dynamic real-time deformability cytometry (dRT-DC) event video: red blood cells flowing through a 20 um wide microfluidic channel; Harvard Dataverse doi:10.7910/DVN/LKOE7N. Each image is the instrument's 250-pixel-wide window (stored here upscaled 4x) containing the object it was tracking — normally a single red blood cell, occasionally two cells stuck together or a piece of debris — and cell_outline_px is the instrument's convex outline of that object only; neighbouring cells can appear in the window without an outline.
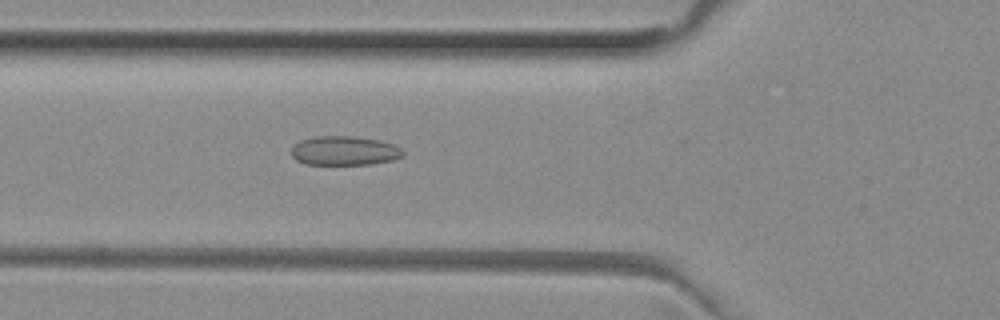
{"species": "common noctule bat (a hibernating species)", "species_latin": "Nyctalus noctula", "temperature_condition": "room temperature", "stored_images_in_passage": 49, "camera_frame_rate_fps": 3000, "um_per_image_px": 0.085, "animal": {"sex": "female", "body_mass_g": 29.2, "forearm_length_mm": 56.3}, "frame": {"image": 1, "passage_image": 18, "time_ms": 5.667, "image_size_px": [1000, 320], "cell_outline_px": [[404, 156], [392, 160], [368, 164], [304, 164], [296, 160], [292, 156], [292, 148], [300, 140], [312, 136], [352, 136], [380, 140], [392, 144], [400, 148], [404, 152]], "centroid_in_image_um": [29.26, 12.8], "position_along_channel_um": 96.5, "area_um2": 18.96}}
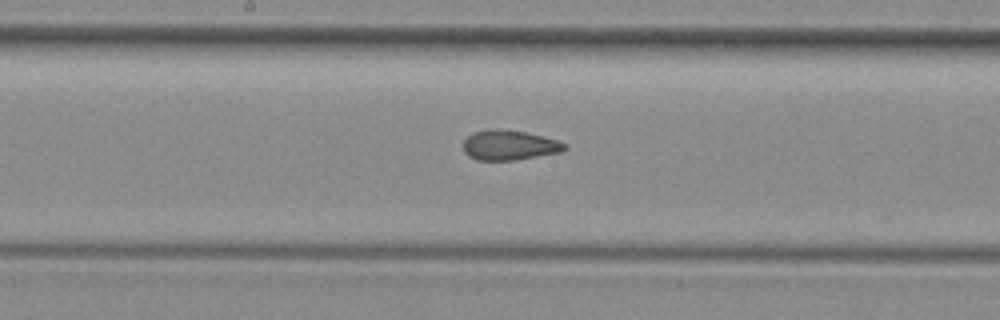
{"frame": {"image": 2, "passage_image": 26, "time_ms": 8.333, "image_size_px": [1000, 320], "cell_outline_px": [[568, 148], [560, 152], [516, 160], [476, 160], [468, 156], [464, 152], [464, 140], [472, 132], [492, 128], [524, 132], [556, 140], [568, 144]], "centroid_in_image_um": [43.27, 12.34], "position_along_channel_um": 204.9, "area_um2": 17.63}}
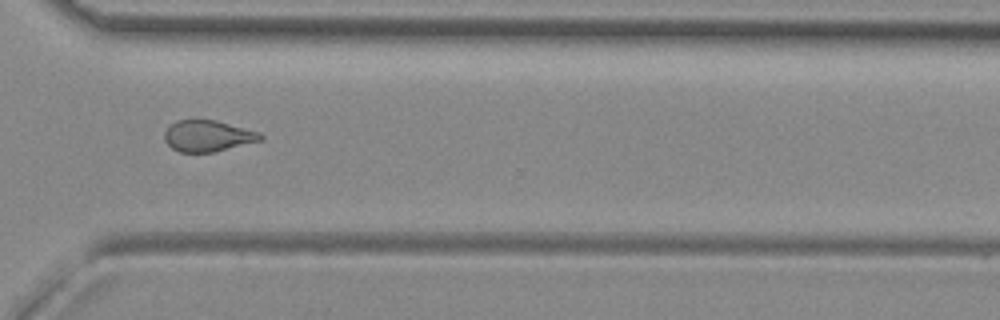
{"frame": {"image": 3, "passage_image": 37, "time_ms": 12.0, "image_size_px": [1000, 320], "cell_outline_px": [[264, 140], [212, 152], [180, 152], [172, 148], [164, 140], [164, 132], [168, 124], [176, 120], [216, 120], [260, 132], [264, 136]], "centroid_in_image_um": [17.66, 11.54], "position_along_channel_um": 352.9, "area_um2": 17.63}, "authors_computed_cell_mechanics": {"area_um2": 18.3804, "velocity_mm_per_s": 4.0394, "shape_relaxation_time_tau1_ms": null, "shape_relaxation_time_tau2_ms": 1.5875, "deformation_change_tau1": null, "deformation_change_tau2": 0.0818}}